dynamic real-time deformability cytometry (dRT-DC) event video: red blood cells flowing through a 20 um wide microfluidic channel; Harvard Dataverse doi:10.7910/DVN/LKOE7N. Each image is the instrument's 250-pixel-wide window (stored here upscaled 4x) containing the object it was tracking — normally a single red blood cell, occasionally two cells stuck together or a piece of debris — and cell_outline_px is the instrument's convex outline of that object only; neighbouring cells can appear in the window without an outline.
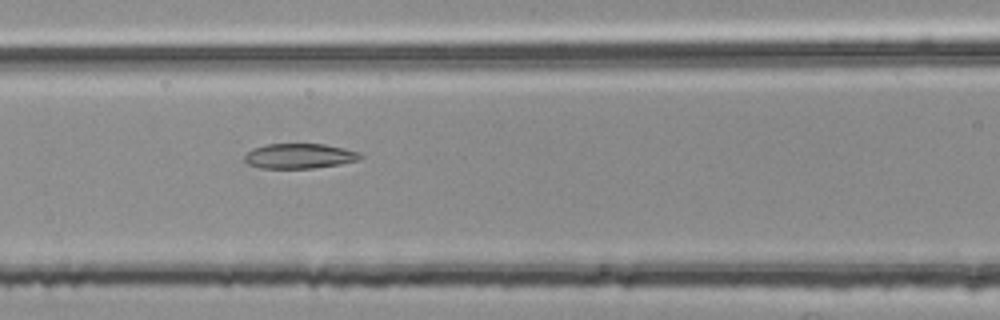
{"species": "common noctule bat (a hibernating species)", "species_latin": "Nyctalus noctula", "temperature_condition": "room temperature", "stored_images_in_passage": 54, "segment_of_instrument_passage": [2, 2], "camera_frame_rate_fps": 3000, "um_per_image_px": 0.085, "animal": {"sex": "female", "body_mass_g": 25.1}, "frame": {"image": 1, "passage_image": 23, "time_ms": 7.333, "image_size_px": [1000, 320], "cell_outline_px": [[364, 156], [356, 160], [340, 164], [312, 168], [260, 168], [248, 164], [244, 160], [244, 156], [252, 148], [264, 144], [324, 144], [360, 152]], "centroid_in_image_um": [25.42, 13.26], "position_along_channel_um": 141.2, "area_um2": 16.82}}
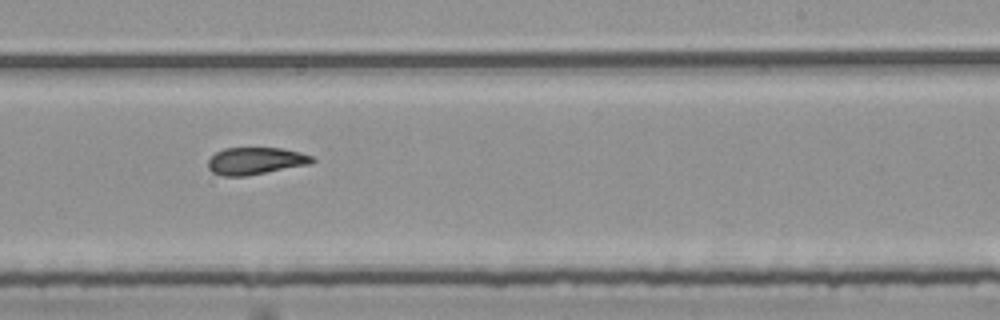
{"frame": {"image": 2, "passage_image": 33, "time_ms": 10.667, "image_size_px": [1000, 320], "cell_outline_px": [[316, 160], [308, 164], [248, 176], [220, 176], [212, 172], [208, 168], [208, 160], [216, 152], [224, 148], [280, 148], [300, 152], [312, 156]], "centroid_in_image_um": [21.69, 13.68], "position_along_channel_um": 267.3, "area_um2": 16.47}}
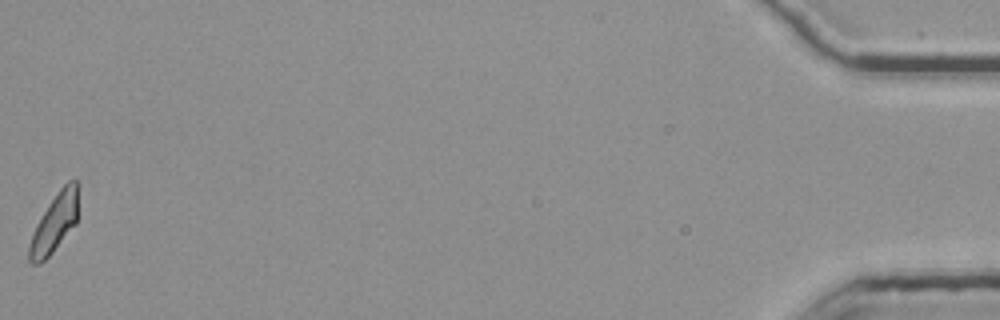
{"frame": {"image": 3, "passage_image": 54, "time_ms": 17.667, "image_size_px": [1000, 320], "cell_outline_px": [[76, 224], [52, 252], [40, 264], [32, 264], [28, 260], [28, 248], [32, 232], [36, 224], [60, 188], [68, 180], [76, 180]], "centroid_in_image_um": [4.58, 19.02], "position_along_channel_um": 430.6, "area_um2": 16.18}}